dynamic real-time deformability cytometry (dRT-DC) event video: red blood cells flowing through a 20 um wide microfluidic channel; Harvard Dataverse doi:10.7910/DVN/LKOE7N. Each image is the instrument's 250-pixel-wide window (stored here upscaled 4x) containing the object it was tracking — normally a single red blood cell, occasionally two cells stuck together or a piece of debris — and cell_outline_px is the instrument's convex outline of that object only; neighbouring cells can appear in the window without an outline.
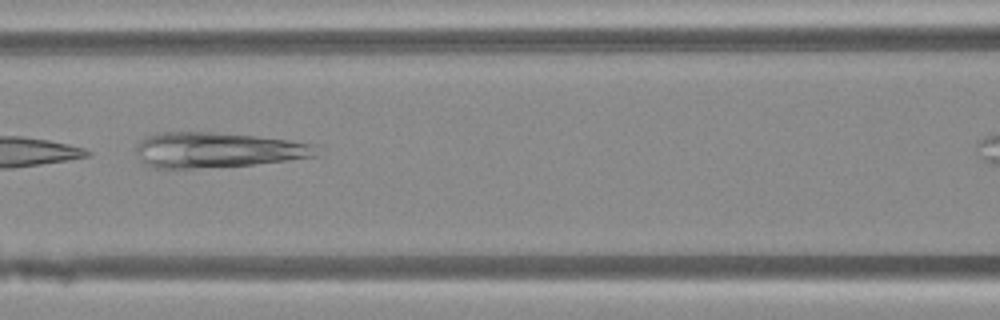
{"species": "Egyptian fruit bat (a non-hibernating species)", "species_latin": "Rousettus aegyptiacus", "temperature_condition": "warm", "stored_images_in_passage": 6, "camera_frame_rate_fps": 3000, "um_per_image_px": 0.085, "animal": {"sex": "female"}, "frame": {"image": 1, "passage_image": 3, "time_ms": 0.667, "image_size_px": [1000, 320], "cell_outline_px": [[316, 156], [252, 164], [192, 168], [152, 168], [144, 164], [140, 160], [136, 152], [136, 144], [140, 140], [148, 136], [160, 132], [212, 132], [256, 136], [288, 140], [316, 144]], "centroid_in_image_um": [18.4, 12.74], "position_along_channel_um": 148.2, "area_um2": 36.76}}
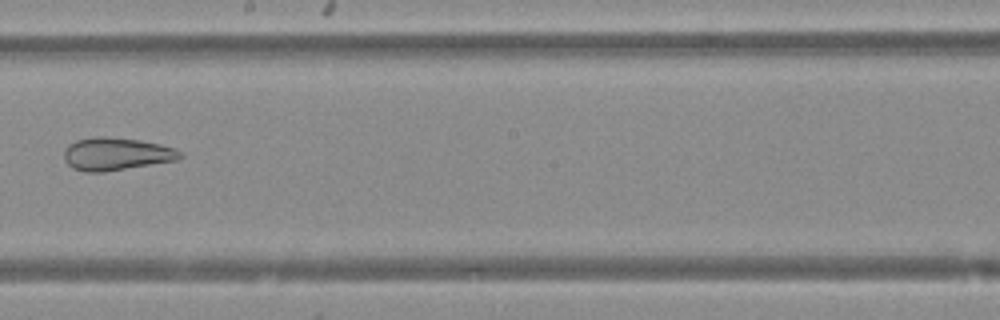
{"frame": {"image": 2, "passage_image": 6, "time_ms": 1.667, "image_size_px": [1000, 320], "cell_outline_px": [[184, 156], [176, 160], [104, 172], [84, 172], [72, 168], [64, 160], [64, 148], [68, 144], [76, 140], [96, 136], [108, 136], [140, 140], [160, 144], [172, 148], [180, 152]], "centroid_in_image_um": [9.83, 13.08], "position_along_channel_um": 238.4, "area_um2": 22.2}}